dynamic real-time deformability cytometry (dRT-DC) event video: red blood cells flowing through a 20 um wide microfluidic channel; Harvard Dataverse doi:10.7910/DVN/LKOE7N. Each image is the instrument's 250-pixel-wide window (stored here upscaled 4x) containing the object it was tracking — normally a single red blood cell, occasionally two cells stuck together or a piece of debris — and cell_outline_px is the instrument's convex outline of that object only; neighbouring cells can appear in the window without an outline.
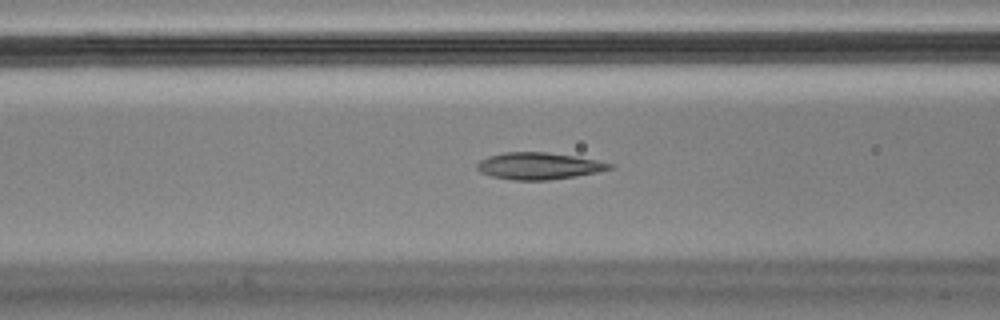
{"species": "Egyptian fruit bat (a non-hibernating species)", "species_latin": "Rousettus aegyptiacus", "temperature_condition": "cold", "stored_images_in_passage": 40, "camera_frame_rate_fps": 3000, "um_per_image_px": 0.085, "animal": {"sex": "male"}, "frame": {"image": 1, "passage_image": 5, "time_ms": 1.333, "image_size_px": [1000, 320], "cell_outline_px": [[612, 168], [596, 172], [548, 180], [512, 180], [492, 176], [480, 172], [476, 168], [476, 164], [480, 160], [488, 156], [504, 152], [544, 152], [576, 156], [596, 160], [612, 164]], "centroid_in_image_um": [45.73, 14.1], "position_along_channel_um": 120.9, "area_um2": 20.52}}
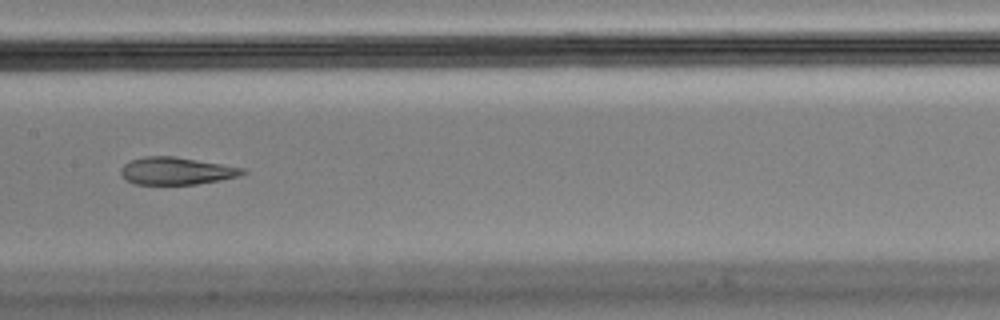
{"frame": {"image": 2, "passage_image": 11, "time_ms": 3.333, "image_size_px": [1000, 320], "cell_outline_px": [[248, 172], [240, 176], [220, 180], [196, 184], [136, 184], [124, 180], [120, 172], [120, 168], [124, 164], [132, 160], [144, 156], [176, 156], [248, 168]], "centroid_in_image_um": [15.04, 14.52], "position_along_channel_um": 192.4, "area_um2": 19.77}}
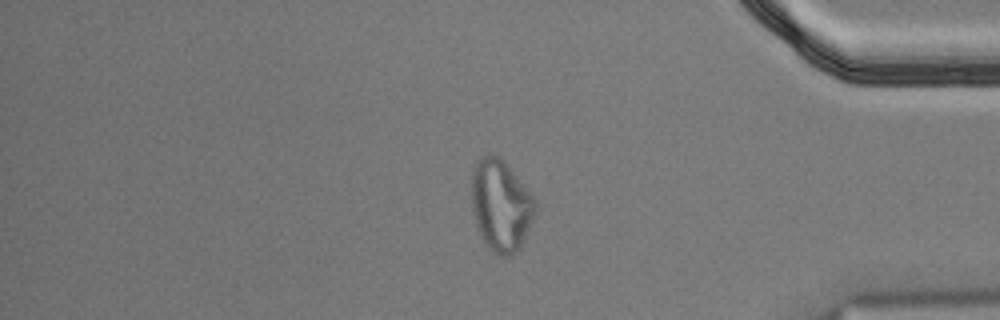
{"frame": {"image": 3, "passage_image": 30, "time_ms": 9.667, "image_size_px": [1000, 320], "cell_outline_px": [[536, 212], [520, 248], [512, 256], [500, 256], [492, 252], [488, 248], [476, 224], [472, 212], [472, 168], [476, 160], [480, 156], [488, 152], [496, 156], [516, 176], [536, 200]], "centroid_in_image_um": [42.55, 17.48], "position_along_channel_um": 392.6, "area_um2": 33.76}}